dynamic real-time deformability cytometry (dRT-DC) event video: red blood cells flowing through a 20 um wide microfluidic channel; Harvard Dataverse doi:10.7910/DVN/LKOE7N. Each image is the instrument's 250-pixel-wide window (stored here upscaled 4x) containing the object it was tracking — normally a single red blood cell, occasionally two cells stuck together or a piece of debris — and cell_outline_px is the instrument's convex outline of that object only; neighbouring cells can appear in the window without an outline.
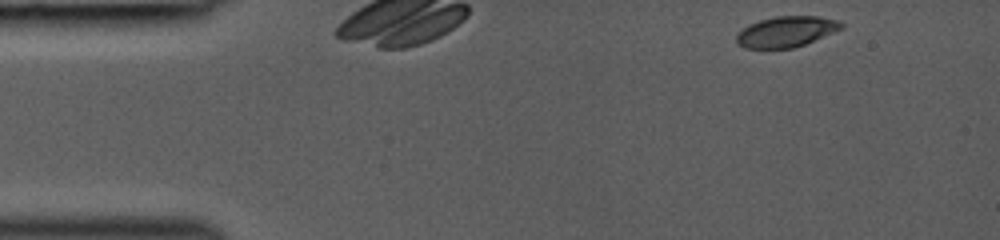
{"species": "common noctule bat (a hibernating species)", "species_latin": "Nyctalus noctula", "temperature_condition": "room temperature", "stored_images_in_passage": 27, "camera_frame_rate_fps": 3000, "um_per_image_px": 0.085, "animal": {"sex": "female", "body_mass_g": 19.0, "forearm_length_mm": 53.3}, "frame": {"image": 1, "passage_image": 1, "time_ms": 0.0, "image_size_px": [1000, 240], "cell_outline_px": [[844, 28], [804, 44], [792, 48], [744, 48], [736, 44], [736, 36], [748, 24], [760, 20], [776, 16], [816, 16], [840, 20], [844, 24]], "centroid_in_image_um": [66.84, 2.68], "position_along_channel_um": 18.2, "area_um2": 18.73}}